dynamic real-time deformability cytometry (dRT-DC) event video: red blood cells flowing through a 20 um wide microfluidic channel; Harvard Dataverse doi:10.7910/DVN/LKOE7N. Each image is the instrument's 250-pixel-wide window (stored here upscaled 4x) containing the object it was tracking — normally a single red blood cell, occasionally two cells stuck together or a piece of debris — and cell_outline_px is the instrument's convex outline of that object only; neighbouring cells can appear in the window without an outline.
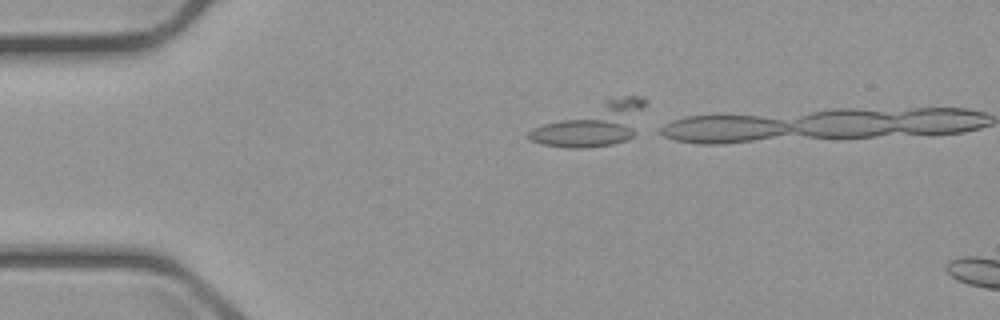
{"species": "common noctule bat (a hibernating species)", "species_latin": "Nyctalus noctula", "temperature_condition": "cold", "stored_images_in_passage": 3, "camera_frame_rate_fps": 3000, "um_per_image_px": 0.085, "animal": {"sex": "male", "body_mass_g": 23.1, "forearm_length_mm": 52.7}, "frame": {"image": 1, "passage_image": 2, "time_ms": 3.0, "image_size_px": [1000, 320], "cell_outline_px": [[648, 100], [640, 132], [624, 140], [612, 144], [580, 148], [568, 148], [540, 144], [528, 140], [524, 136], [532, 128], [608, 100], [624, 96], [644, 96]], "centroid_in_image_um": [50.48, 10.6], "position_along_channel_um": 34.5, "area_um2": 28.9}}